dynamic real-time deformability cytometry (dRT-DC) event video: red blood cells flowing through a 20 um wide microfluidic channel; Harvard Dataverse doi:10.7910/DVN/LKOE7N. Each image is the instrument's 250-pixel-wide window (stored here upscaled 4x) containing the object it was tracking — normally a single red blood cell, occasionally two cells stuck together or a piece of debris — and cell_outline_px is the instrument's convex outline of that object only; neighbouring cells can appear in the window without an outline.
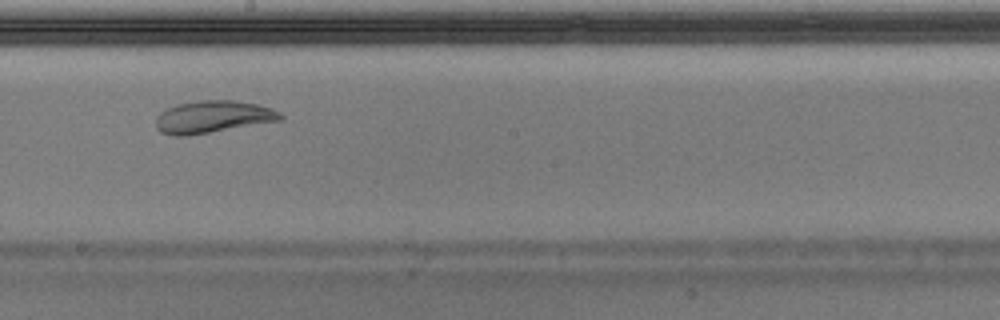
{"species": "Egyptian fruit bat (a non-hibernating species)", "species_latin": "Rousettus aegyptiacus", "temperature_condition": "warm", "stored_images_in_passage": 40, "camera_frame_rate_fps": 3000, "um_per_image_px": 0.085, "animal": {"sex": "male"}, "frame": {"image": 1, "passage_image": 18, "time_ms": 5.667, "image_size_px": [1000, 320], "cell_outline_px": [[284, 120], [188, 136], [172, 136], [160, 132], [156, 128], [156, 116], [164, 108], [176, 104], [200, 100], [232, 100], [256, 104], [272, 108], [280, 112], [284, 116]], "centroid_in_image_um": [18.08, 9.94], "position_along_channel_um": 230.1, "area_um2": 23.81}, "authors_computed_cell_mechanics": {"area_um2": 25.3164, "velocity_mm_per_s": 3.9342, "shape_relaxation_time_tau1_ms": null, "shape_relaxation_time_tau2_ms": 1.187, "deformation_change_tau1": null, "deformation_change_tau2": 0.0728}}